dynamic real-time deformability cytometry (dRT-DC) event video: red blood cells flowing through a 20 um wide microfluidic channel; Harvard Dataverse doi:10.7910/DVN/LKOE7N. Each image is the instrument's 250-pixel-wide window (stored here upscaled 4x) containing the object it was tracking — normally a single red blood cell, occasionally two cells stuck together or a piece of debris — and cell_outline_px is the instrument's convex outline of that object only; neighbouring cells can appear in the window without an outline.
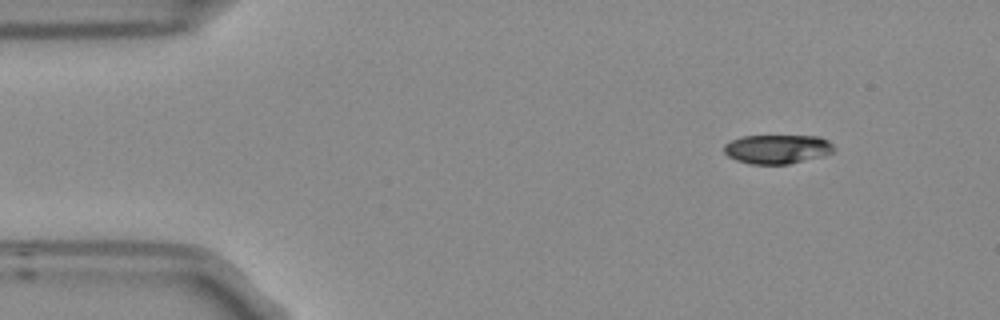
{"species": "Egyptian fruit bat (a non-hibernating species)", "species_latin": "Rousettus aegyptiacus", "temperature_condition": "room temperature", "stored_images_in_passage": 4, "camera_frame_rate_fps": 3000, "um_per_image_px": 0.085, "frame": {"image": 1, "passage_image": 1, "time_ms": 0.0, "image_size_px": [1000, 320], "cell_outline_px": [[832, 152], [788, 164], [752, 164], [736, 160], [728, 156], [724, 152], [724, 144], [732, 140], [744, 136], [820, 136], [828, 140], [832, 144]], "centroid_in_image_um": [66.01, 12.66], "position_along_channel_um": 19.0, "area_um2": 18.26}}